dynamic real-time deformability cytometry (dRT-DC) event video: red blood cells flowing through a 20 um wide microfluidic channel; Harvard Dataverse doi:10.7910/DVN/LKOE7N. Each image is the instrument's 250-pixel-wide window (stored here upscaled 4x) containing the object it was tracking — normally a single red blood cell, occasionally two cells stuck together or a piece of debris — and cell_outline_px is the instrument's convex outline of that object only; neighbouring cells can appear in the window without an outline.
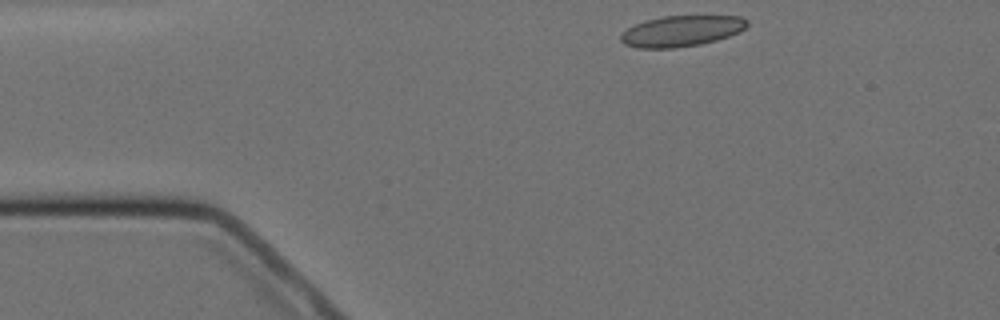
{"species": "Egyptian fruit bat (a non-hibernating species)", "species_latin": "Rousettus aegyptiacus", "temperature_condition": "cold", "stored_images_in_passage": 2, "camera_frame_rate_fps": 3000, "um_per_image_px": 0.085, "animal": {"sex": "female"}, "frame": {"image": 1, "passage_image": 1, "time_ms": 0.0, "image_size_px": [1000, 320], "cell_outline_px": [[748, 24], [740, 32], [716, 40], [700, 44], [676, 48], [636, 48], [624, 44], [620, 40], [620, 36], [628, 28], [636, 24], [648, 20], [664, 16], [740, 16], [748, 20]], "centroid_in_image_um": [57.93, 2.64], "position_along_channel_um": 27.1, "area_um2": 22.6}}